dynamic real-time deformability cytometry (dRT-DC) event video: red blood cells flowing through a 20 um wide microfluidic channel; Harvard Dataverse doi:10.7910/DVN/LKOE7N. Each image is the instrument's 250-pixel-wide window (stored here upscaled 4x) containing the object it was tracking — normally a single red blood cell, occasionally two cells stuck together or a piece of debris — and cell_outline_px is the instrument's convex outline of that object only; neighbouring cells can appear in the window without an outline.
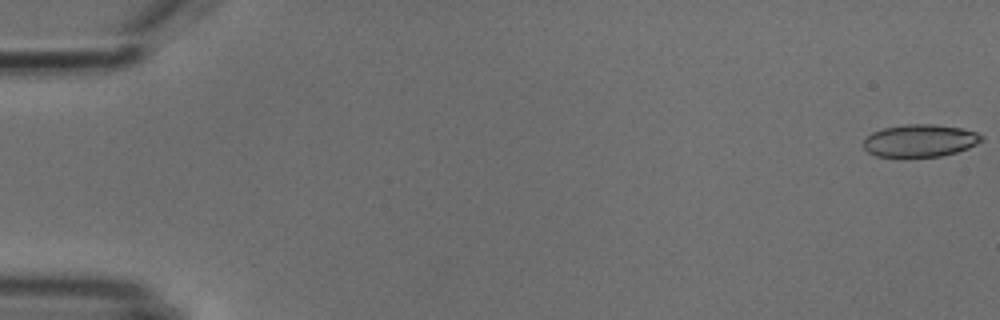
{"species": "common noctule bat (a hibernating species)", "species_latin": "Nyctalus noctula", "temperature_condition": "cold", "stored_images_in_passage": 13, "camera_frame_rate_fps": 3000, "um_per_image_px": 0.085, "animal": {"sex": "male", "body_mass_g": 18.8}, "frame": {"image": 1, "passage_image": 1, "time_ms": 0.0, "image_size_px": [1000, 320], "cell_outline_px": [[984, 140], [968, 148], [956, 152], [940, 156], [904, 160], [900, 160], [876, 156], [868, 152], [864, 148], [864, 140], [872, 132], [884, 128], [904, 124], [932, 124], [960, 128], [976, 132], [984, 136]], "centroid_in_image_um": [78.16, 12.0], "position_along_channel_um": 6.8, "area_um2": 23.12}}
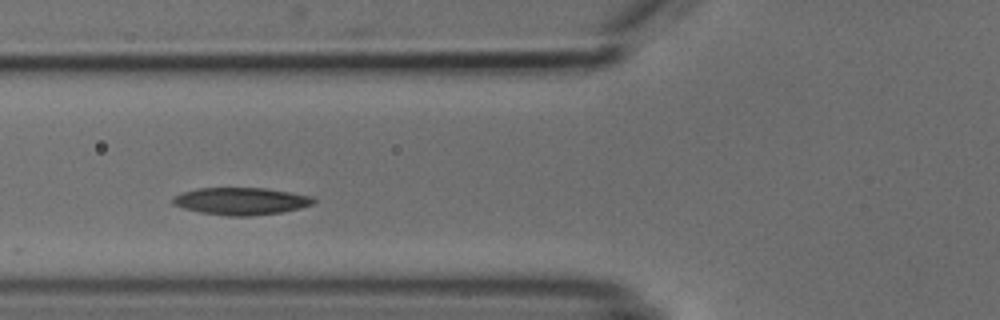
{"frame": {"image": 2, "passage_image": 8, "time_ms": 9.0, "image_size_px": [1000, 320], "cell_outline_px": [[316, 200], [312, 204], [300, 208], [280, 212], [252, 216], [228, 216], [200, 212], [184, 208], [172, 204], [172, 196], [196, 188], [264, 188], [312, 196]], "centroid_in_image_um": [20.46, 17.1], "position_along_channel_um": 105.3, "area_um2": 22.25}}
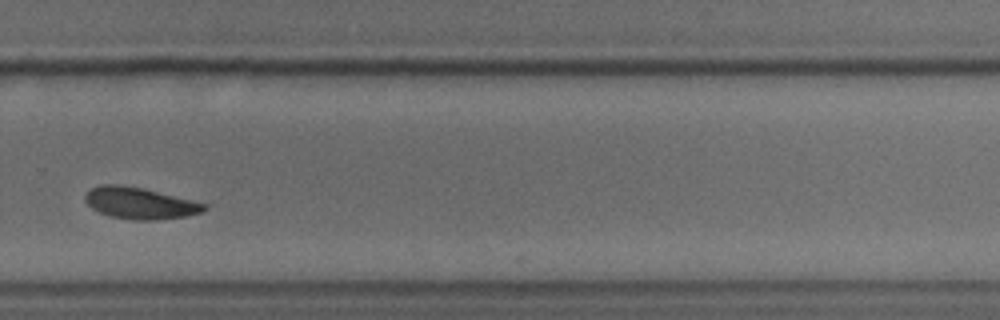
{"frame": {"image": 3, "passage_image": 13, "time_ms": 14.667, "image_size_px": [1000, 320], "cell_outline_px": [[208, 208], [204, 212], [188, 216], [156, 220], [132, 220], [108, 216], [92, 208], [84, 200], [84, 196], [92, 188], [100, 184], [120, 184], [140, 188], [208, 204]], "centroid_in_image_um": [11.9, 17.28], "position_along_channel_um": 317.9, "area_um2": 21.85}}